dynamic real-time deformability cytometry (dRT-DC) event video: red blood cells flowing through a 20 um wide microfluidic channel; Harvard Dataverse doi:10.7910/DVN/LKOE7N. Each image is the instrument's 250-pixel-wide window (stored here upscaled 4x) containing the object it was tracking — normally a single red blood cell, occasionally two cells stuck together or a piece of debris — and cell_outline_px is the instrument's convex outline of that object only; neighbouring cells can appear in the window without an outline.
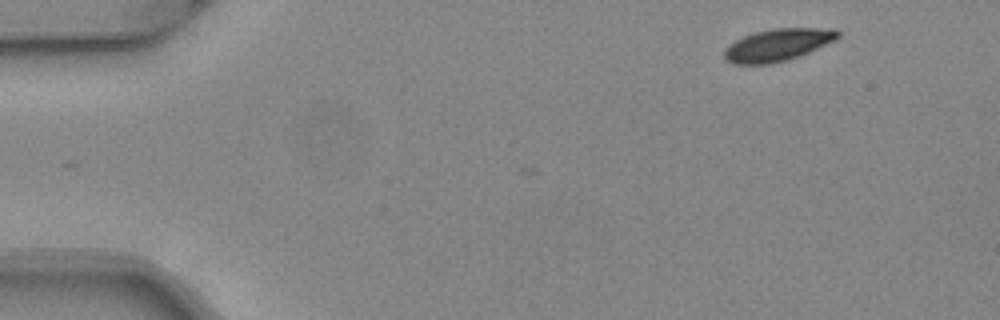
{"species": "common noctule bat (a hibernating species)", "species_latin": "Nyctalus noctula", "temperature_condition": "warm", "stored_images_in_passage": 5, "camera_frame_rate_fps": 3000, "um_per_image_px": 0.085, "animal": {"sex": "female", "body_mass_g": 24.6, "forearm_length_mm": 56.2}, "frame": {"image": 1, "passage_image": 1, "time_ms": 0.0, "image_size_px": [1000, 320], "cell_outline_px": [[840, 36], [836, 40], [808, 52], [788, 60], [772, 64], [732, 64], [724, 56], [724, 48], [728, 44], [744, 36], [756, 32], [776, 28], [836, 28], [840, 32]], "centroid_in_image_um": [66.12, 3.81], "position_along_channel_um": 18.9, "area_um2": 21.39}}